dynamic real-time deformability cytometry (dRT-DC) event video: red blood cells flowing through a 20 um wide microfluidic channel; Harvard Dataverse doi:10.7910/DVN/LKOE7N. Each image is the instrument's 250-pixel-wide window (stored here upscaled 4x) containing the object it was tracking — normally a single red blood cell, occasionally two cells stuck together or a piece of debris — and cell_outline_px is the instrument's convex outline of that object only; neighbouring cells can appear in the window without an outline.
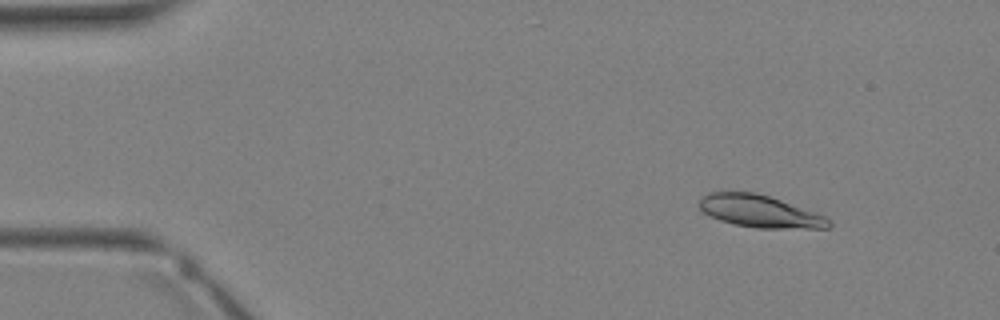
{"species": "Egyptian fruit bat (a non-hibernating species)", "species_latin": "Rousettus aegyptiacus", "temperature_condition": "warm", "stored_images_in_passage": 16, "camera_frame_rate_fps": 3000, "um_per_image_px": 0.085, "animal": {"sex": "female"}, "frame": {"image": 1, "passage_image": 5, "time_ms": 1.333, "image_size_px": [1000, 320], "cell_outline_px": [[832, 224], [828, 228], [756, 228], [732, 224], [708, 216], [700, 212], [696, 204], [708, 192], [756, 192], [816, 212], [824, 216]], "centroid_in_image_um": [64.5, 17.96], "position_along_channel_um": 20.5, "area_um2": 24.45}}
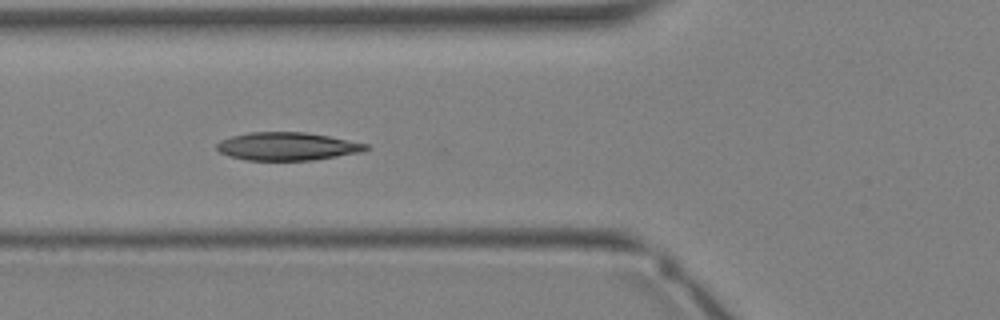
{"frame": {"image": 2, "passage_image": 14, "time_ms": 4.333, "image_size_px": [1000, 320], "cell_outline_px": [[372, 148], [364, 152], [312, 160], [244, 160], [228, 156], [220, 152], [216, 148], [216, 144], [220, 140], [232, 136], [248, 132], [304, 132], [328, 136], [368, 144]], "centroid_in_image_um": [24.42, 12.44], "position_along_channel_um": 101.4, "area_um2": 24.51}}
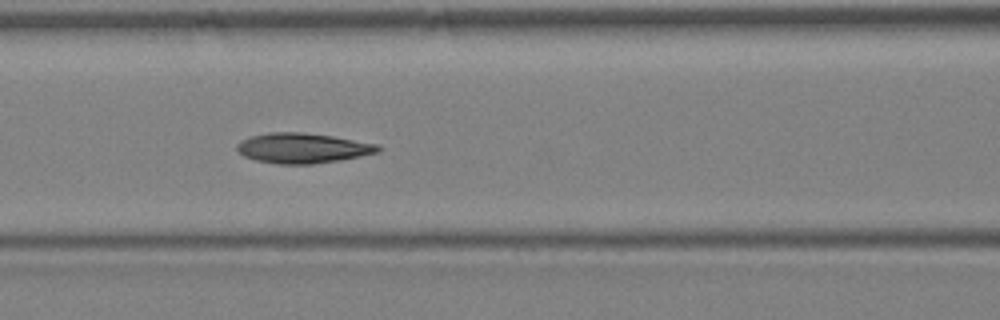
{"frame": {"image": 3, "passage_image": 16, "time_ms": 5.0, "image_size_px": [1000, 320], "cell_outline_px": [[380, 152], [340, 160], [312, 164], [276, 164], [256, 160], [244, 156], [236, 148], [236, 144], [240, 140], [252, 136], [268, 132], [304, 132], [332, 136], [376, 144], [380, 148]], "centroid_in_image_um": [25.69, 12.59], "position_along_channel_um": 140.9, "area_um2": 24.68}}